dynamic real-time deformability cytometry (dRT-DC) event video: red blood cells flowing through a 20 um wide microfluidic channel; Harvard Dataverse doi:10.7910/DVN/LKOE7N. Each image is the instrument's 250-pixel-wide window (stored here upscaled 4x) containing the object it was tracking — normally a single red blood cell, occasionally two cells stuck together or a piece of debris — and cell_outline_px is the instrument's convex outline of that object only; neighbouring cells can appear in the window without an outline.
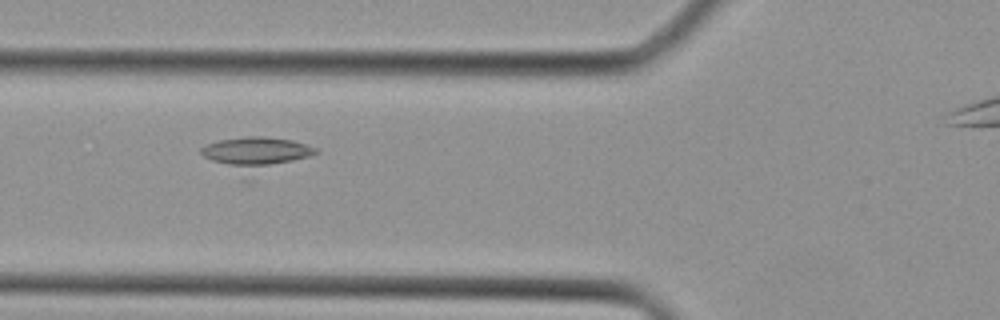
{"species": "Egyptian fruit bat (a non-hibernating species)", "species_latin": "Rousettus aegyptiacus", "temperature_condition": "cold", "stored_images_in_passage": 29, "camera_frame_rate_fps": 3000, "um_per_image_px": 0.085, "animal": {"sex": "female"}, "frame": {"image": 1, "passage_image": 16, "time_ms": 5.0, "image_size_px": [1000, 320], "cell_outline_px": [[320, 152], [312, 156], [292, 160], [268, 164], [228, 164], [212, 160], [204, 156], [200, 152], [200, 148], [204, 144], [220, 140], [244, 136], [264, 136], [292, 140], [316, 148]], "centroid_in_image_um": [21.78, 12.79], "position_along_channel_um": 104.0, "area_um2": 18.09}}
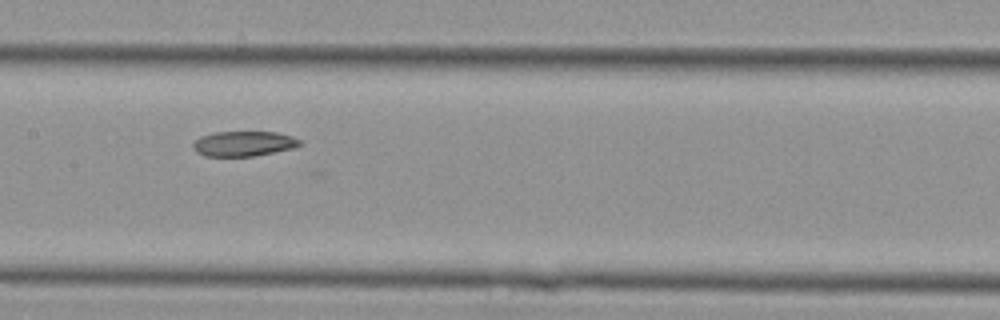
{"frame": {"image": 2, "passage_image": 21, "time_ms": 6.667, "image_size_px": [1000, 320], "cell_outline_px": [[300, 144], [292, 148], [256, 156], [204, 156], [196, 152], [192, 148], [192, 144], [200, 136], [216, 132], [276, 132], [292, 136], [300, 140]], "centroid_in_image_um": [20.67, 12.21], "position_along_channel_um": 186.7, "area_um2": 15.55}}
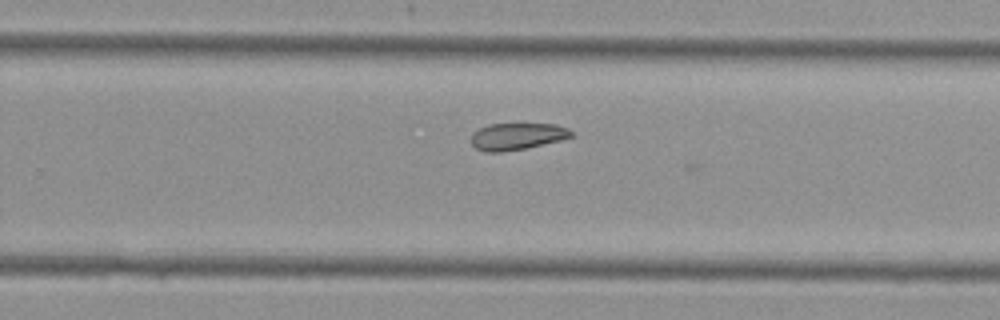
{"frame": {"image": 3, "passage_image": 27, "time_ms": 8.667, "image_size_px": [1000, 320], "cell_outline_px": [[576, 132], [572, 136], [560, 140], [524, 148], [500, 152], [484, 152], [476, 148], [472, 144], [472, 132], [488, 124], [516, 120], [556, 124], [568, 128]], "centroid_in_image_um": [43.97, 11.51], "position_along_channel_um": 285.8, "area_um2": 16.59}}